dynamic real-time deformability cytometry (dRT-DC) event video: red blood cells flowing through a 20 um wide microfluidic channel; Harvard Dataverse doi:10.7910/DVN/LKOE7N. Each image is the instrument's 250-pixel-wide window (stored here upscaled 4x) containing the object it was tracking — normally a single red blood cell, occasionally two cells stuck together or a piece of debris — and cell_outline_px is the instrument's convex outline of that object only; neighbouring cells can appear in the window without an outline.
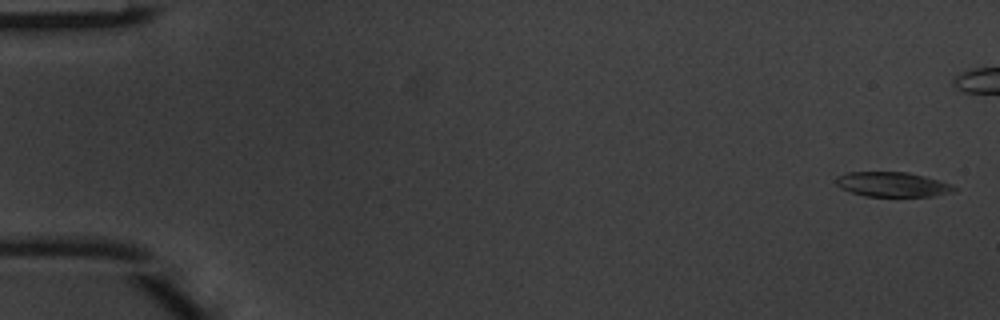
{"species": "common noctule bat (a hibernating species)", "species_latin": "Nyctalus noctula", "temperature_condition": "warm", "stored_images_in_passage": 8, "segment_of_instrument_passage": [1, 2], "camera_frame_rate_fps": 3000, "um_per_image_px": 0.085, "animal": {"sex": "male", "body_mass_g": 20.1, "forearm_length_mm": 53.5}, "frame": {"image": 1, "passage_image": 1, "time_ms": 0.0, "image_size_px": [1000, 320], "cell_outline_px": [[960, 188], [956, 192], [936, 196], [864, 196], [840, 188], [836, 184], [836, 176], [848, 172], [908, 172], [940, 180], [952, 184]], "centroid_in_image_um": [75.93, 15.68], "position_along_channel_um": 9.1, "area_um2": 17.28}}
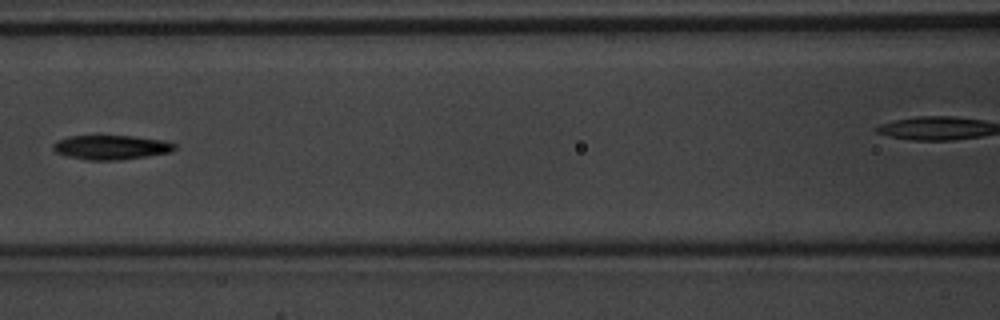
{"frame": {"image": 2, "passage_image": 7, "time_ms": 2.0, "image_size_px": [1000, 320], "cell_outline_px": [[176, 148], [172, 152], [116, 160], [88, 160], [68, 156], [56, 152], [52, 148], [52, 144], [56, 140], [68, 136], [132, 136], [168, 140], [176, 144]], "centroid_in_image_um": [9.46, 12.51], "position_along_channel_um": 157.1, "area_um2": 17.28}}